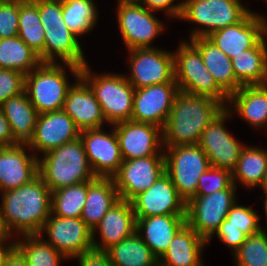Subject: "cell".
Segmentation results:
<instances>
[{
  "mask_svg": "<svg viewBox=\"0 0 267 266\" xmlns=\"http://www.w3.org/2000/svg\"><path fill=\"white\" fill-rule=\"evenodd\" d=\"M51 214V190L38 175L31 182L2 192L0 225L4 235H40Z\"/></svg>",
  "mask_w": 267,
  "mask_h": 266,
  "instance_id": "cell-1",
  "label": "cell"
},
{
  "mask_svg": "<svg viewBox=\"0 0 267 266\" xmlns=\"http://www.w3.org/2000/svg\"><path fill=\"white\" fill-rule=\"evenodd\" d=\"M225 108L214 98L179 91L162 129L163 146L197 145L203 130Z\"/></svg>",
  "mask_w": 267,
  "mask_h": 266,
  "instance_id": "cell-2",
  "label": "cell"
},
{
  "mask_svg": "<svg viewBox=\"0 0 267 266\" xmlns=\"http://www.w3.org/2000/svg\"><path fill=\"white\" fill-rule=\"evenodd\" d=\"M40 22L45 31L44 63H55L60 58L74 77L80 76L81 68L88 64L78 37L68 29L62 16V3L37 0Z\"/></svg>",
  "mask_w": 267,
  "mask_h": 266,
  "instance_id": "cell-3",
  "label": "cell"
},
{
  "mask_svg": "<svg viewBox=\"0 0 267 266\" xmlns=\"http://www.w3.org/2000/svg\"><path fill=\"white\" fill-rule=\"evenodd\" d=\"M38 175L51 192L96 178L80 137L46 152L38 160Z\"/></svg>",
  "mask_w": 267,
  "mask_h": 266,
  "instance_id": "cell-4",
  "label": "cell"
},
{
  "mask_svg": "<svg viewBox=\"0 0 267 266\" xmlns=\"http://www.w3.org/2000/svg\"><path fill=\"white\" fill-rule=\"evenodd\" d=\"M80 76L95 94L107 123L112 126L131 120L135 88L126 76L94 75L87 64L81 68Z\"/></svg>",
  "mask_w": 267,
  "mask_h": 266,
  "instance_id": "cell-5",
  "label": "cell"
},
{
  "mask_svg": "<svg viewBox=\"0 0 267 266\" xmlns=\"http://www.w3.org/2000/svg\"><path fill=\"white\" fill-rule=\"evenodd\" d=\"M174 55V80L179 91L214 98L224 105L229 95L216 83L207 70L199 50L192 44L182 42Z\"/></svg>",
  "mask_w": 267,
  "mask_h": 266,
  "instance_id": "cell-6",
  "label": "cell"
},
{
  "mask_svg": "<svg viewBox=\"0 0 267 266\" xmlns=\"http://www.w3.org/2000/svg\"><path fill=\"white\" fill-rule=\"evenodd\" d=\"M241 0H186L182 1L180 18L204 28H196L191 39L208 37L212 32L241 22L251 11Z\"/></svg>",
  "mask_w": 267,
  "mask_h": 266,
  "instance_id": "cell-7",
  "label": "cell"
},
{
  "mask_svg": "<svg viewBox=\"0 0 267 266\" xmlns=\"http://www.w3.org/2000/svg\"><path fill=\"white\" fill-rule=\"evenodd\" d=\"M65 68L58 63H41L25 75V92L38 114L63 109L69 85Z\"/></svg>",
  "mask_w": 267,
  "mask_h": 266,
  "instance_id": "cell-8",
  "label": "cell"
},
{
  "mask_svg": "<svg viewBox=\"0 0 267 266\" xmlns=\"http://www.w3.org/2000/svg\"><path fill=\"white\" fill-rule=\"evenodd\" d=\"M167 149L164 150L165 172L187 203L196 196L199 177L211 166L209 159L198 144Z\"/></svg>",
  "mask_w": 267,
  "mask_h": 266,
  "instance_id": "cell-9",
  "label": "cell"
},
{
  "mask_svg": "<svg viewBox=\"0 0 267 266\" xmlns=\"http://www.w3.org/2000/svg\"><path fill=\"white\" fill-rule=\"evenodd\" d=\"M236 189L196 195L186 203V224L209 242L236 203Z\"/></svg>",
  "mask_w": 267,
  "mask_h": 266,
  "instance_id": "cell-10",
  "label": "cell"
},
{
  "mask_svg": "<svg viewBox=\"0 0 267 266\" xmlns=\"http://www.w3.org/2000/svg\"><path fill=\"white\" fill-rule=\"evenodd\" d=\"M130 76L126 79L135 89L174 80V55L171 52L151 48L130 49Z\"/></svg>",
  "mask_w": 267,
  "mask_h": 266,
  "instance_id": "cell-11",
  "label": "cell"
},
{
  "mask_svg": "<svg viewBox=\"0 0 267 266\" xmlns=\"http://www.w3.org/2000/svg\"><path fill=\"white\" fill-rule=\"evenodd\" d=\"M48 234L46 241L65 258H74L93 250L92 230L81 218L59 217L50 214L41 230Z\"/></svg>",
  "mask_w": 267,
  "mask_h": 266,
  "instance_id": "cell-12",
  "label": "cell"
},
{
  "mask_svg": "<svg viewBox=\"0 0 267 266\" xmlns=\"http://www.w3.org/2000/svg\"><path fill=\"white\" fill-rule=\"evenodd\" d=\"M164 173V156H148L123 160L112 178L120 199L131 201L139 193L148 190Z\"/></svg>",
  "mask_w": 267,
  "mask_h": 266,
  "instance_id": "cell-13",
  "label": "cell"
},
{
  "mask_svg": "<svg viewBox=\"0 0 267 266\" xmlns=\"http://www.w3.org/2000/svg\"><path fill=\"white\" fill-rule=\"evenodd\" d=\"M229 107L225 108L203 130L198 145L207 155L210 165L233 171L240 158L242 146L224 127V122L231 114Z\"/></svg>",
  "mask_w": 267,
  "mask_h": 266,
  "instance_id": "cell-14",
  "label": "cell"
},
{
  "mask_svg": "<svg viewBox=\"0 0 267 266\" xmlns=\"http://www.w3.org/2000/svg\"><path fill=\"white\" fill-rule=\"evenodd\" d=\"M123 160L148 156H164L162 128L133 120L113 125ZM160 133V134H159Z\"/></svg>",
  "mask_w": 267,
  "mask_h": 266,
  "instance_id": "cell-15",
  "label": "cell"
},
{
  "mask_svg": "<svg viewBox=\"0 0 267 266\" xmlns=\"http://www.w3.org/2000/svg\"><path fill=\"white\" fill-rule=\"evenodd\" d=\"M152 12L140 3L118 5L117 20L127 49L151 48L152 40L164 29Z\"/></svg>",
  "mask_w": 267,
  "mask_h": 266,
  "instance_id": "cell-16",
  "label": "cell"
},
{
  "mask_svg": "<svg viewBox=\"0 0 267 266\" xmlns=\"http://www.w3.org/2000/svg\"><path fill=\"white\" fill-rule=\"evenodd\" d=\"M136 218L158 215H186V202L165 172L146 191L131 200Z\"/></svg>",
  "mask_w": 267,
  "mask_h": 266,
  "instance_id": "cell-17",
  "label": "cell"
},
{
  "mask_svg": "<svg viewBox=\"0 0 267 266\" xmlns=\"http://www.w3.org/2000/svg\"><path fill=\"white\" fill-rule=\"evenodd\" d=\"M112 130L105 133L102 128L86 129L80 133L89 165L96 177L112 178L123 162L115 129Z\"/></svg>",
  "mask_w": 267,
  "mask_h": 266,
  "instance_id": "cell-18",
  "label": "cell"
},
{
  "mask_svg": "<svg viewBox=\"0 0 267 266\" xmlns=\"http://www.w3.org/2000/svg\"><path fill=\"white\" fill-rule=\"evenodd\" d=\"M178 92L177 83L135 89L131 120L153 124L163 129Z\"/></svg>",
  "mask_w": 267,
  "mask_h": 266,
  "instance_id": "cell-19",
  "label": "cell"
},
{
  "mask_svg": "<svg viewBox=\"0 0 267 266\" xmlns=\"http://www.w3.org/2000/svg\"><path fill=\"white\" fill-rule=\"evenodd\" d=\"M264 35L267 36V21L250 12L241 22L216 30L207 38L232 59L253 48Z\"/></svg>",
  "mask_w": 267,
  "mask_h": 266,
  "instance_id": "cell-20",
  "label": "cell"
},
{
  "mask_svg": "<svg viewBox=\"0 0 267 266\" xmlns=\"http://www.w3.org/2000/svg\"><path fill=\"white\" fill-rule=\"evenodd\" d=\"M81 130L63 110L39 114L28 148L46 152L80 137Z\"/></svg>",
  "mask_w": 267,
  "mask_h": 266,
  "instance_id": "cell-21",
  "label": "cell"
},
{
  "mask_svg": "<svg viewBox=\"0 0 267 266\" xmlns=\"http://www.w3.org/2000/svg\"><path fill=\"white\" fill-rule=\"evenodd\" d=\"M27 143L0 146V190L18 188L38 176V156L29 155Z\"/></svg>",
  "mask_w": 267,
  "mask_h": 266,
  "instance_id": "cell-22",
  "label": "cell"
},
{
  "mask_svg": "<svg viewBox=\"0 0 267 266\" xmlns=\"http://www.w3.org/2000/svg\"><path fill=\"white\" fill-rule=\"evenodd\" d=\"M137 219L131 201L120 199L92 230L93 250L106 252L113 245L136 232ZM99 229L102 243L95 241Z\"/></svg>",
  "mask_w": 267,
  "mask_h": 266,
  "instance_id": "cell-23",
  "label": "cell"
},
{
  "mask_svg": "<svg viewBox=\"0 0 267 266\" xmlns=\"http://www.w3.org/2000/svg\"><path fill=\"white\" fill-rule=\"evenodd\" d=\"M76 81L68 89L62 110L81 131L102 128L106 120L95 94L81 76Z\"/></svg>",
  "mask_w": 267,
  "mask_h": 266,
  "instance_id": "cell-24",
  "label": "cell"
},
{
  "mask_svg": "<svg viewBox=\"0 0 267 266\" xmlns=\"http://www.w3.org/2000/svg\"><path fill=\"white\" fill-rule=\"evenodd\" d=\"M136 219V231L158 259L165 253L175 234L186 224V215H158Z\"/></svg>",
  "mask_w": 267,
  "mask_h": 266,
  "instance_id": "cell-25",
  "label": "cell"
},
{
  "mask_svg": "<svg viewBox=\"0 0 267 266\" xmlns=\"http://www.w3.org/2000/svg\"><path fill=\"white\" fill-rule=\"evenodd\" d=\"M207 241L185 224L173 237L165 253L158 259L160 266H204L201 252Z\"/></svg>",
  "mask_w": 267,
  "mask_h": 266,
  "instance_id": "cell-26",
  "label": "cell"
},
{
  "mask_svg": "<svg viewBox=\"0 0 267 266\" xmlns=\"http://www.w3.org/2000/svg\"><path fill=\"white\" fill-rule=\"evenodd\" d=\"M190 42L199 50L207 70L216 83L230 96L242 85L236 80L232 60L207 37L193 38Z\"/></svg>",
  "mask_w": 267,
  "mask_h": 266,
  "instance_id": "cell-27",
  "label": "cell"
},
{
  "mask_svg": "<svg viewBox=\"0 0 267 266\" xmlns=\"http://www.w3.org/2000/svg\"><path fill=\"white\" fill-rule=\"evenodd\" d=\"M119 200V193L113 178L96 177L87 181V196L81 219L93 230L107 211Z\"/></svg>",
  "mask_w": 267,
  "mask_h": 266,
  "instance_id": "cell-28",
  "label": "cell"
},
{
  "mask_svg": "<svg viewBox=\"0 0 267 266\" xmlns=\"http://www.w3.org/2000/svg\"><path fill=\"white\" fill-rule=\"evenodd\" d=\"M3 115L10 124L14 139L18 143H28L33 137L38 112L24 91L0 105Z\"/></svg>",
  "mask_w": 267,
  "mask_h": 266,
  "instance_id": "cell-29",
  "label": "cell"
},
{
  "mask_svg": "<svg viewBox=\"0 0 267 266\" xmlns=\"http://www.w3.org/2000/svg\"><path fill=\"white\" fill-rule=\"evenodd\" d=\"M228 104L251 126L267 125V84L240 87L229 96Z\"/></svg>",
  "mask_w": 267,
  "mask_h": 266,
  "instance_id": "cell-30",
  "label": "cell"
},
{
  "mask_svg": "<svg viewBox=\"0 0 267 266\" xmlns=\"http://www.w3.org/2000/svg\"><path fill=\"white\" fill-rule=\"evenodd\" d=\"M263 37L253 48L233 57L236 80L242 85L267 84V44Z\"/></svg>",
  "mask_w": 267,
  "mask_h": 266,
  "instance_id": "cell-31",
  "label": "cell"
},
{
  "mask_svg": "<svg viewBox=\"0 0 267 266\" xmlns=\"http://www.w3.org/2000/svg\"><path fill=\"white\" fill-rule=\"evenodd\" d=\"M108 254L114 266H157L158 258L136 231L109 248Z\"/></svg>",
  "mask_w": 267,
  "mask_h": 266,
  "instance_id": "cell-32",
  "label": "cell"
},
{
  "mask_svg": "<svg viewBox=\"0 0 267 266\" xmlns=\"http://www.w3.org/2000/svg\"><path fill=\"white\" fill-rule=\"evenodd\" d=\"M18 36L44 63L45 31L40 22L37 0H19Z\"/></svg>",
  "mask_w": 267,
  "mask_h": 266,
  "instance_id": "cell-33",
  "label": "cell"
},
{
  "mask_svg": "<svg viewBox=\"0 0 267 266\" xmlns=\"http://www.w3.org/2000/svg\"><path fill=\"white\" fill-rule=\"evenodd\" d=\"M267 171V151L257 147H244L235 169L232 171L233 184L236 180L247 187L261 186Z\"/></svg>",
  "mask_w": 267,
  "mask_h": 266,
  "instance_id": "cell-34",
  "label": "cell"
},
{
  "mask_svg": "<svg viewBox=\"0 0 267 266\" xmlns=\"http://www.w3.org/2000/svg\"><path fill=\"white\" fill-rule=\"evenodd\" d=\"M41 63L39 55L19 36L0 39V69L18 70L26 75Z\"/></svg>",
  "mask_w": 267,
  "mask_h": 266,
  "instance_id": "cell-35",
  "label": "cell"
},
{
  "mask_svg": "<svg viewBox=\"0 0 267 266\" xmlns=\"http://www.w3.org/2000/svg\"><path fill=\"white\" fill-rule=\"evenodd\" d=\"M87 181L51 192V214L59 217L81 218L86 202Z\"/></svg>",
  "mask_w": 267,
  "mask_h": 266,
  "instance_id": "cell-36",
  "label": "cell"
},
{
  "mask_svg": "<svg viewBox=\"0 0 267 266\" xmlns=\"http://www.w3.org/2000/svg\"><path fill=\"white\" fill-rule=\"evenodd\" d=\"M97 7L92 0H67L62 3L63 20L77 37L88 33L96 24Z\"/></svg>",
  "mask_w": 267,
  "mask_h": 266,
  "instance_id": "cell-37",
  "label": "cell"
},
{
  "mask_svg": "<svg viewBox=\"0 0 267 266\" xmlns=\"http://www.w3.org/2000/svg\"><path fill=\"white\" fill-rule=\"evenodd\" d=\"M22 237L24 241H17L16 248L23 254L28 266H59L62 258H65L46 240H42L41 235Z\"/></svg>",
  "mask_w": 267,
  "mask_h": 266,
  "instance_id": "cell-38",
  "label": "cell"
},
{
  "mask_svg": "<svg viewBox=\"0 0 267 266\" xmlns=\"http://www.w3.org/2000/svg\"><path fill=\"white\" fill-rule=\"evenodd\" d=\"M263 229L247 236L234 252L237 266H267V234Z\"/></svg>",
  "mask_w": 267,
  "mask_h": 266,
  "instance_id": "cell-39",
  "label": "cell"
},
{
  "mask_svg": "<svg viewBox=\"0 0 267 266\" xmlns=\"http://www.w3.org/2000/svg\"><path fill=\"white\" fill-rule=\"evenodd\" d=\"M220 226L234 227L240 229L247 236L260 232L259 215L252 207L239 206L237 202L229 210L226 219Z\"/></svg>",
  "mask_w": 267,
  "mask_h": 266,
  "instance_id": "cell-40",
  "label": "cell"
},
{
  "mask_svg": "<svg viewBox=\"0 0 267 266\" xmlns=\"http://www.w3.org/2000/svg\"><path fill=\"white\" fill-rule=\"evenodd\" d=\"M236 189L232 180V172L219 167L210 166L198 180L196 195H208L218 190Z\"/></svg>",
  "mask_w": 267,
  "mask_h": 266,
  "instance_id": "cell-41",
  "label": "cell"
},
{
  "mask_svg": "<svg viewBox=\"0 0 267 266\" xmlns=\"http://www.w3.org/2000/svg\"><path fill=\"white\" fill-rule=\"evenodd\" d=\"M19 0L0 3V39L18 36Z\"/></svg>",
  "mask_w": 267,
  "mask_h": 266,
  "instance_id": "cell-42",
  "label": "cell"
},
{
  "mask_svg": "<svg viewBox=\"0 0 267 266\" xmlns=\"http://www.w3.org/2000/svg\"><path fill=\"white\" fill-rule=\"evenodd\" d=\"M25 91V74L18 70L0 69V105Z\"/></svg>",
  "mask_w": 267,
  "mask_h": 266,
  "instance_id": "cell-43",
  "label": "cell"
},
{
  "mask_svg": "<svg viewBox=\"0 0 267 266\" xmlns=\"http://www.w3.org/2000/svg\"><path fill=\"white\" fill-rule=\"evenodd\" d=\"M215 234L220 241L231 247L233 252H235L247 238L245 233L234 227L220 226Z\"/></svg>",
  "mask_w": 267,
  "mask_h": 266,
  "instance_id": "cell-44",
  "label": "cell"
},
{
  "mask_svg": "<svg viewBox=\"0 0 267 266\" xmlns=\"http://www.w3.org/2000/svg\"><path fill=\"white\" fill-rule=\"evenodd\" d=\"M175 0H141V5L150 11L164 10L170 17L180 19L182 13V2L173 5Z\"/></svg>",
  "mask_w": 267,
  "mask_h": 266,
  "instance_id": "cell-45",
  "label": "cell"
},
{
  "mask_svg": "<svg viewBox=\"0 0 267 266\" xmlns=\"http://www.w3.org/2000/svg\"><path fill=\"white\" fill-rule=\"evenodd\" d=\"M79 266H114L106 252L92 250L77 257Z\"/></svg>",
  "mask_w": 267,
  "mask_h": 266,
  "instance_id": "cell-46",
  "label": "cell"
},
{
  "mask_svg": "<svg viewBox=\"0 0 267 266\" xmlns=\"http://www.w3.org/2000/svg\"><path fill=\"white\" fill-rule=\"evenodd\" d=\"M16 144L18 142L14 139L10 124L0 108V146H13Z\"/></svg>",
  "mask_w": 267,
  "mask_h": 266,
  "instance_id": "cell-47",
  "label": "cell"
},
{
  "mask_svg": "<svg viewBox=\"0 0 267 266\" xmlns=\"http://www.w3.org/2000/svg\"><path fill=\"white\" fill-rule=\"evenodd\" d=\"M4 266H28L23 254L15 247L7 256Z\"/></svg>",
  "mask_w": 267,
  "mask_h": 266,
  "instance_id": "cell-48",
  "label": "cell"
},
{
  "mask_svg": "<svg viewBox=\"0 0 267 266\" xmlns=\"http://www.w3.org/2000/svg\"><path fill=\"white\" fill-rule=\"evenodd\" d=\"M8 239L9 236L7 235L0 236V266H4L5 259L10 254V252L16 247V242H12L8 246L4 245L6 244V242H8Z\"/></svg>",
  "mask_w": 267,
  "mask_h": 266,
  "instance_id": "cell-49",
  "label": "cell"
},
{
  "mask_svg": "<svg viewBox=\"0 0 267 266\" xmlns=\"http://www.w3.org/2000/svg\"><path fill=\"white\" fill-rule=\"evenodd\" d=\"M131 3H141V0H119L118 5Z\"/></svg>",
  "mask_w": 267,
  "mask_h": 266,
  "instance_id": "cell-50",
  "label": "cell"
},
{
  "mask_svg": "<svg viewBox=\"0 0 267 266\" xmlns=\"http://www.w3.org/2000/svg\"><path fill=\"white\" fill-rule=\"evenodd\" d=\"M260 187L262 188V190L265 191V193H267V171L265 173V177H264L263 183H262V185Z\"/></svg>",
  "mask_w": 267,
  "mask_h": 266,
  "instance_id": "cell-51",
  "label": "cell"
},
{
  "mask_svg": "<svg viewBox=\"0 0 267 266\" xmlns=\"http://www.w3.org/2000/svg\"><path fill=\"white\" fill-rule=\"evenodd\" d=\"M264 208H265V213H266V217H267V193H265V204H264Z\"/></svg>",
  "mask_w": 267,
  "mask_h": 266,
  "instance_id": "cell-52",
  "label": "cell"
},
{
  "mask_svg": "<svg viewBox=\"0 0 267 266\" xmlns=\"http://www.w3.org/2000/svg\"><path fill=\"white\" fill-rule=\"evenodd\" d=\"M45 1L64 3V2H66L67 0H45Z\"/></svg>",
  "mask_w": 267,
  "mask_h": 266,
  "instance_id": "cell-53",
  "label": "cell"
},
{
  "mask_svg": "<svg viewBox=\"0 0 267 266\" xmlns=\"http://www.w3.org/2000/svg\"><path fill=\"white\" fill-rule=\"evenodd\" d=\"M0 234H4L2 228H1V225H0Z\"/></svg>",
  "mask_w": 267,
  "mask_h": 266,
  "instance_id": "cell-54",
  "label": "cell"
},
{
  "mask_svg": "<svg viewBox=\"0 0 267 266\" xmlns=\"http://www.w3.org/2000/svg\"><path fill=\"white\" fill-rule=\"evenodd\" d=\"M6 1H8V0H0V3H4V2H6Z\"/></svg>",
  "mask_w": 267,
  "mask_h": 266,
  "instance_id": "cell-55",
  "label": "cell"
}]
</instances>
